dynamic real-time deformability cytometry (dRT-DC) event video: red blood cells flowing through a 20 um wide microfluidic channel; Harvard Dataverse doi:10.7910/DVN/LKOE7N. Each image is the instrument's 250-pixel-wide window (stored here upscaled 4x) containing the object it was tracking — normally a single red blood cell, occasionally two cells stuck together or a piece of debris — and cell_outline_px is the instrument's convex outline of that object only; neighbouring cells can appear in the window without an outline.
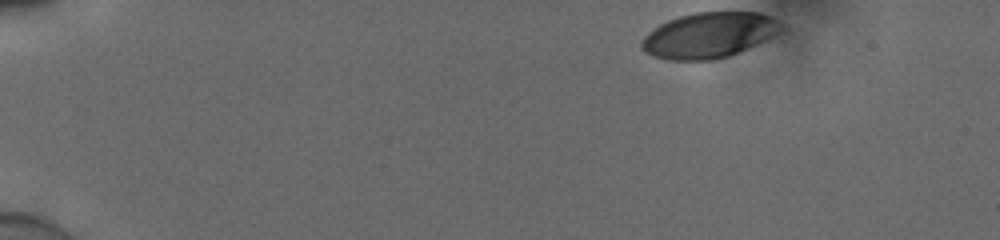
{"species": "human", "species_latin": "Homo sapiens", "temperature_condition": "cold", "stored_images_in_passage": 40, "camera_frame_rate_fps": 3000, "um_per_image_px": 0.085, "donor": {"sex": "male"}, "frame": {"image": 1, "passage_image": 1, "time_ms": 0.0, "image_size_px": [1000, 240], "cell_outline_px": [[788, 28], [756, 44], [728, 56], [712, 60], [668, 60], [652, 56], [644, 52], [640, 48], [640, 40], [648, 32], [660, 24], [668, 20], [680, 16], [696, 12], [760, 12], [776, 20]], "centroid_in_image_um": [60.23, 2.99], "position_along_channel_um": 24.8, "area_um2": 37.05}}
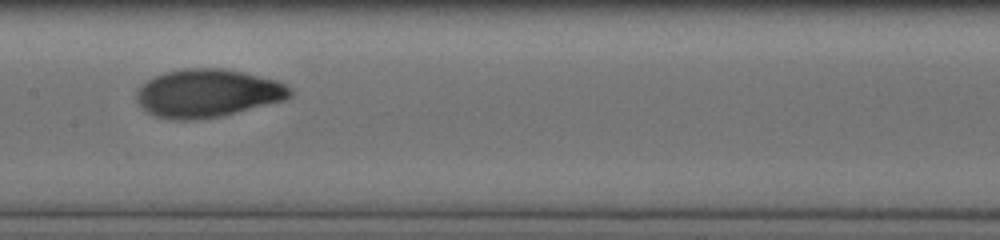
{"frame": {"image": 2, "passage_image": 23, "time_ms": 7.333, "image_size_px": [1000, 240], "cell_outline_px": [[292, 96], [284, 100], [220, 116], [196, 120], [172, 120], [156, 116], [148, 112], [136, 100], [136, 92], [148, 80], [164, 72], [184, 68], [224, 68], [244, 72], [280, 80], [292, 88]], "centroid_in_image_um": [17.69, 7.91], "position_along_channel_um": 189.7, "area_um2": 43.12}}
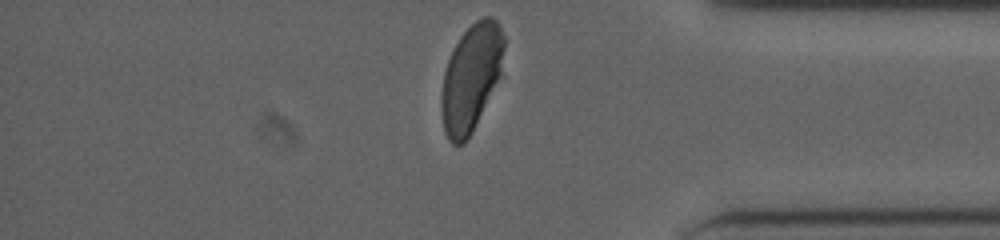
{"frame": {"image": 3, "passage_image": 40, "time_ms": 13.0, "image_size_px": [1000, 240], "cell_outline_px": [[504, 48], [500, 76], [472, 132], [464, 144], [452, 144], [448, 140], [444, 132], [440, 108], [440, 96], [444, 72], [448, 60], [460, 36], [476, 20], [484, 16], [492, 16], [500, 24], [504, 36]], "centroid_in_image_um": [40.02, 6.61], "position_along_channel_um": 395.2, "area_um2": 39.07}, "authors_computed_cell_mechanics": {"area_um2": 41.3559, "velocity_mm_per_s": 3.8722, "shape_relaxation_time_tau1_ms": 3.6039, "shape_relaxation_time_tau2_ms": 1.0127, "deformation_change_tau1": 0.1697, "deformation_change_tau2": 0.0367}}